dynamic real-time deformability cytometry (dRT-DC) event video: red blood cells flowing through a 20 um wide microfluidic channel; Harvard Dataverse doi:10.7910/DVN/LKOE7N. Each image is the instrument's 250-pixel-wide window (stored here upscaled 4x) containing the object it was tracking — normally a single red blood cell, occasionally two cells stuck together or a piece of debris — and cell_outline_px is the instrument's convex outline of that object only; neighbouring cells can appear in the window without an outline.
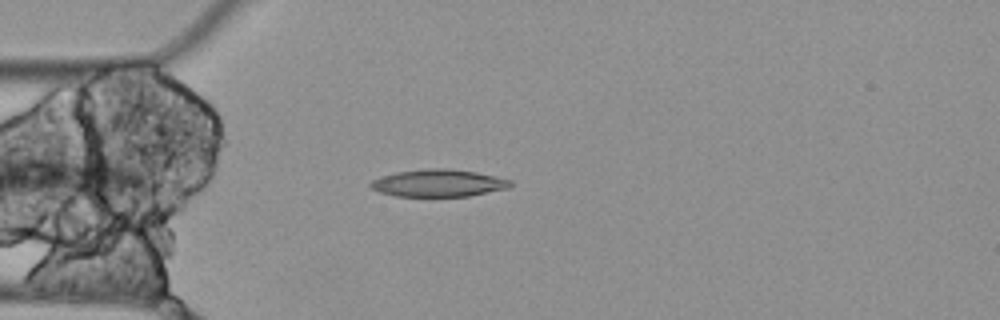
{"species": "Egyptian fruit bat (a non-hibernating species)", "species_latin": "Rousettus aegyptiacus", "temperature_condition": "cold", "stored_images_in_passage": 4, "camera_frame_rate_fps": 3000, "um_per_image_px": 0.085, "animal": {"sex": "female"}, "frame": {"image": 1, "passage_image": 3, "time_ms": 0.667, "image_size_px": [1000, 320], "cell_outline_px": [[512, 184], [508, 188], [468, 196], [396, 196], [380, 192], [372, 188], [368, 184], [372, 180], [380, 176], [396, 172], [424, 168], [448, 168], [476, 172], [496, 176], [512, 180]], "centroid_in_image_um": [37.25, 15.55], "position_along_channel_um": 47.7, "area_um2": 22.31}}